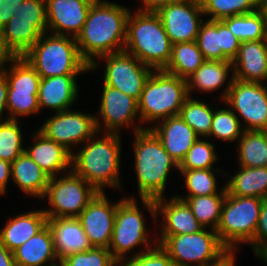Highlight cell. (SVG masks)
Instances as JSON below:
<instances>
[{
    "label": "cell",
    "instance_id": "obj_25",
    "mask_svg": "<svg viewBox=\"0 0 267 266\" xmlns=\"http://www.w3.org/2000/svg\"><path fill=\"white\" fill-rule=\"evenodd\" d=\"M47 225L52 234L53 246L59 262L71 254L93 248L77 217L48 218Z\"/></svg>",
    "mask_w": 267,
    "mask_h": 266
},
{
    "label": "cell",
    "instance_id": "obj_29",
    "mask_svg": "<svg viewBox=\"0 0 267 266\" xmlns=\"http://www.w3.org/2000/svg\"><path fill=\"white\" fill-rule=\"evenodd\" d=\"M16 266H59L51 231L46 225L41 231L13 251Z\"/></svg>",
    "mask_w": 267,
    "mask_h": 266
},
{
    "label": "cell",
    "instance_id": "obj_5",
    "mask_svg": "<svg viewBox=\"0 0 267 266\" xmlns=\"http://www.w3.org/2000/svg\"><path fill=\"white\" fill-rule=\"evenodd\" d=\"M124 51L153 70H163L167 66L172 43L155 12L131 10Z\"/></svg>",
    "mask_w": 267,
    "mask_h": 266
},
{
    "label": "cell",
    "instance_id": "obj_48",
    "mask_svg": "<svg viewBox=\"0 0 267 266\" xmlns=\"http://www.w3.org/2000/svg\"><path fill=\"white\" fill-rule=\"evenodd\" d=\"M18 56L7 45L0 28V71H4Z\"/></svg>",
    "mask_w": 267,
    "mask_h": 266
},
{
    "label": "cell",
    "instance_id": "obj_54",
    "mask_svg": "<svg viewBox=\"0 0 267 266\" xmlns=\"http://www.w3.org/2000/svg\"><path fill=\"white\" fill-rule=\"evenodd\" d=\"M259 260L261 263L267 266V252Z\"/></svg>",
    "mask_w": 267,
    "mask_h": 266
},
{
    "label": "cell",
    "instance_id": "obj_16",
    "mask_svg": "<svg viewBox=\"0 0 267 266\" xmlns=\"http://www.w3.org/2000/svg\"><path fill=\"white\" fill-rule=\"evenodd\" d=\"M155 13L160 17L172 44L196 41L200 27L206 19L200 0L167 4Z\"/></svg>",
    "mask_w": 267,
    "mask_h": 266
},
{
    "label": "cell",
    "instance_id": "obj_46",
    "mask_svg": "<svg viewBox=\"0 0 267 266\" xmlns=\"http://www.w3.org/2000/svg\"><path fill=\"white\" fill-rule=\"evenodd\" d=\"M240 248H226L215 259L208 261L203 266H237Z\"/></svg>",
    "mask_w": 267,
    "mask_h": 266
},
{
    "label": "cell",
    "instance_id": "obj_51",
    "mask_svg": "<svg viewBox=\"0 0 267 266\" xmlns=\"http://www.w3.org/2000/svg\"><path fill=\"white\" fill-rule=\"evenodd\" d=\"M8 80L6 72L0 71V119H6Z\"/></svg>",
    "mask_w": 267,
    "mask_h": 266
},
{
    "label": "cell",
    "instance_id": "obj_3",
    "mask_svg": "<svg viewBox=\"0 0 267 266\" xmlns=\"http://www.w3.org/2000/svg\"><path fill=\"white\" fill-rule=\"evenodd\" d=\"M146 212L149 213V216L152 219V221L149 220V223L151 222L152 225L154 224L155 226V200L143 198H139L137 200V198H127L123 196L122 193V199L118 202L116 209L112 240L108 248L112 257L119 264H121L124 260L137 256L158 244L156 237L157 228L155 226L154 228L152 227L151 231L149 230L147 226L148 217Z\"/></svg>",
    "mask_w": 267,
    "mask_h": 266
},
{
    "label": "cell",
    "instance_id": "obj_50",
    "mask_svg": "<svg viewBox=\"0 0 267 266\" xmlns=\"http://www.w3.org/2000/svg\"><path fill=\"white\" fill-rule=\"evenodd\" d=\"M185 0H138L139 6L135 10L142 12H156L159 8L173 3L183 2Z\"/></svg>",
    "mask_w": 267,
    "mask_h": 266
},
{
    "label": "cell",
    "instance_id": "obj_21",
    "mask_svg": "<svg viewBox=\"0 0 267 266\" xmlns=\"http://www.w3.org/2000/svg\"><path fill=\"white\" fill-rule=\"evenodd\" d=\"M196 42L205 60L233 61L240 48V41L222 20L202 23Z\"/></svg>",
    "mask_w": 267,
    "mask_h": 266
},
{
    "label": "cell",
    "instance_id": "obj_22",
    "mask_svg": "<svg viewBox=\"0 0 267 266\" xmlns=\"http://www.w3.org/2000/svg\"><path fill=\"white\" fill-rule=\"evenodd\" d=\"M30 144L25 152L51 178L72 171V153L64 146L48 139L37 128L27 134ZM32 142V143H31Z\"/></svg>",
    "mask_w": 267,
    "mask_h": 266
},
{
    "label": "cell",
    "instance_id": "obj_12",
    "mask_svg": "<svg viewBox=\"0 0 267 266\" xmlns=\"http://www.w3.org/2000/svg\"><path fill=\"white\" fill-rule=\"evenodd\" d=\"M156 237L176 266H203L226 249L216 231L209 228L192 234Z\"/></svg>",
    "mask_w": 267,
    "mask_h": 266
},
{
    "label": "cell",
    "instance_id": "obj_35",
    "mask_svg": "<svg viewBox=\"0 0 267 266\" xmlns=\"http://www.w3.org/2000/svg\"><path fill=\"white\" fill-rule=\"evenodd\" d=\"M240 42L267 39L266 17L261 8L244 14L222 19Z\"/></svg>",
    "mask_w": 267,
    "mask_h": 266
},
{
    "label": "cell",
    "instance_id": "obj_49",
    "mask_svg": "<svg viewBox=\"0 0 267 266\" xmlns=\"http://www.w3.org/2000/svg\"><path fill=\"white\" fill-rule=\"evenodd\" d=\"M11 183V163L0 159V197L6 196Z\"/></svg>",
    "mask_w": 267,
    "mask_h": 266
},
{
    "label": "cell",
    "instance_id": "obj_14",
    "mask_svg": "<svg viewBox=\"0 0 267 266\" xmlns=\"http://www.w3.org/2000/svg\"><path fill=\"white\" fill-rule=\"evenodd\" d=\"M78 110L75 106L73 109L51 113L37 129L73 153L97 132L95 113Z\"/></svg>",
    "mask_w": 267,
    "mask_h": 266
},
{
    "label": "cell",
    "instance_id": "obj_13",
    "mask_svg": "<svg viewBox=\"0 0 267 266\" xmlns=\"http://www.w3.org/2000/svg\"><path fill=\"white\" fill-rule=\"evenodd\" d=\"M100 85L101 95L95 114L97 131L123 134L125 129L131 133L144 130L138 100L102 82Z\"/></svg>",
    "mask_w": 267,
    "mask_h": 266
},
{
    "label": "cell",
    "instance_id": "obj_52",
    "mask_svg": "<svg viewBox=\"0 0 267 266\" xmlns=\"http://www.w3.org/2000/svg\"><path fill=\"white\" fill-rule=\"evenodd\" d=\"M0 266H16L13 252L0 242Z\"/></svg>",
    "mask_w": 267,
    "mask_h": 266
},
{
    "label": "cell",
    "instance_id": "obj_34",
    "mask_svg": "<svg viewBox=\"0 0 267 266\" xmlns=\"http://www.w3.org/2000/svg\"><path fill=\"white\" fill-rule=\"evenodd\" d=\"M205 61L196 41L172 44L171 57L163 71L187 79Z\"/></svg>",
    "mask_w": 267,
    "mask_h": 266
},
{
    "label": "cell",
    "instance_id": "obj_41",
    "mask_svg": "<svg viewBox=\"0 0 267 266\" xmlns=\"http://www.w3.org/2000/svg\"><path fill=\"white\" fill-rule=\"evenodd\" d=\"M208 20H222L236 15L252 13L260 8L257 0H200Z\"/></svg>",
    "mask_w": 267,
    "mask_h": 266
},
{
    "label": "cell",
    "instance_id": "obj_31",
    "mask_svg": "<svg viewBox=\"0 0 267 266\" xmlns=\"http://www.w3.org/2000/svg\"><path fill=\"white\" fill-rule=\"evenodd\" d=\"M183 181L185 193H174V195L185 200L188 197L208 196L217 193H227L225 182L220 183V178H224L226 172L222 168L179 170ZM219 181V182H218ZM220 184L222 186H220ZM219 185V186H218ZM185 194V195H184Z\"/></svg>",
    "mask_w": 267,
    "mask_h": 266
},
{
    "label": "cell",
    "instance_id": "obj_53",
    "mask_svg": "<svg viewBox=\"0 0 267 266\" xmlns=\"http://www.w3.org/2000/svg\"><path fill=\"white\" fill-rule=\"evenodd\" d=\"M260 8L263 10L265 17H266V23H267V0H264L261 4H260Z\"/></svg>",
    "mask_w": 267,
    "mask_h": 266
},
{
    "label": "cell",
    "instance_id": "obj_17",
    "mask_svg": "<svg viewBox=\"0 0 267 266\" xmlns=\"http://www.w3.org/2000/svg\"><path fill=\"white\" fill-rule=\"evenodd\" d=\"M108 195L98 192L77 217L92 247L108 249L112 240L116 209L122 196L113 202Z\"/></svg>",
    "mask_w": 267,
    "mask_h": 266
},
{
    "label": "cell",
    "instance_id": "obj_26",
    "mask_svg": "<svg viewBox=\"0 0 267 266\" xmlns=\"http://www.w3.org/2000/svg\"><path fill=\"white\" fill-rule=\"evenodd\" d=\"M232 66L235 79L267 84V39L241 42Z\"/></svg>",
    "mask_w": 267,
    "mask_h": 266
},
{
    "label": "cell",
    "instance_id": "obj_15",
    "mask_svg": "<svg viewBox=\"0 0 267 266\" xmlns=\"http://www.w3.org/2000/svg\"><path fill=\"white\" fill-rule=\"evenodd\" d=\"M224 102L244 131H267V84L233 79Z\"/></svg>",
    "mask_w": 267,
    "mask_h": 266
},
{
    "label": "cell",
    "instance_id": "obj_8",
    "mask_svg": "<svg viewBox=\"0 0 267 266\" xmlns=\"http://www.w3.org/2000/svg\"><path fill=\"white\" fill-rule=\"evenodd\" d=\"M264 201L258 197L226 194L216 229L219 240L226 248H242L241 245L248 246L254 240Z\"/></svg>",
    "mask_w": 267,
    "mask_h": 266
},
{
    "label": "cell",
    "instance_id": "obj_20",
    "mask_svg": "<svg viewBox=\"0 0 267 266\" xmlns=\"http://www.w3.org/2000/svg\"><path fill=\"white\" fill-rule=\"evenodd\" d=\"M84 74H68L41 78L38 89V106L40 113L46 111L61 112L77 106L81 96L79 76ZM46 108V110H45ZM45 110V111H44ZM43 111V112H42Z\"/></svg>",
    "mask_w": 267,
    "mask_h": 266
},
{
    "label": "cell",
    "instance_id": "obj_38",
    "mask_svg": "<svg viewBox=\"0 0 267 266\" xmlns=\"http://www.w3.org/2000/svg\"><path fill=\"white\" fill-rule=\"evenodd\" d=\"M226 194L217 193L208 196L188 197L184 201L204 228L216 231L221 219V209Z\"/></svg>",
    "mask_w": 267,
    "mask_h": 266
},
{
    "label": "cell",
    "instance_id": "obj_32",
    "mask_svg": "<svg viewBox=\"0 0 267 266\" xmlns=\"http://www.w3.org/2000/svg\"><path fill=\"white\" fill-rule=\"evenodd\" d=\"M234 147L238 166L267 167V131H244Z\"/></svg>",
    "mask_w": 267,
    "mask_h": 266
},
{
    "label": "cell",
    "instance_id": "obj_9",
    "mask_svg": "<svg viewBox=\"0 0 267 266\" xmlns=\"http://www.w3.org/2000/svg\"><path fill=\"white\" fill-rule=\"evenodd\" d=\"M97 193L91 184L70 171L49 179L39 203L48 205L42 207L47 218L78 217Z\"/></svg>",
    "mask_w": 267,
    "mask_h": 266
},
{
    "label": "cell",
    "instance_id": "obj_36",
    "mask_svg": "<svg viewBox=\"0 0 267 266\" xmlns=\"http://www.w3.org/2000/svg\"><path fill=\"white\" fill-rule=\"evenodd\" d=\"M221 104L216 106L214 110L213 121L207 138L216 140V142L230 143L233 146L234 143L236 145L238 139L242 136L244 129L230 107L224 101Z\"/></svg>",
    "mask_w": 267,
    "mask_h": 266
},
{
    "label": "cell",
    "instance_id": "obj_6",
    "mask_svg": "<svg viewBox=\"0 0 267 266\" xmlns=\"http://www.w3.org/2000/svg\"><path fill=\"white\" fill-rule=\"evenodd\" d=\"M187 81L163 70H153L146 80L138 113L144 129L170 116H177L188 97Z\"/></svg>",
    "mask_w": 267,
    "mask_h": 266
},
{
    "label": "cell",
    "instance_id": "obj_28",
    "mask_svg": "<svg viewBox=\"0 0 267 266\" xmlns=\"http://www.w3.org/2000/svg\"><path fill=\"white\" fill-rule=\"evenodd\" d=\"M50 177L23 152L11 163V183L29 199L41 200Z\"/></svg>",
    "mask_w": 267,
    "mask_h": 266
},
{
    "label": "cell",
    "instance_id": "obj_43",
    "mask_svg": "<svg viewBox=\"0 0 267 266\" xmlns=\"http://www.w3.org/2000/svg\"><path fill=\"white\" fill-rule=\"evenodd\" d=\"M10 20L33 21L42 33H47L46 0H24Z\"/></svg>",
    "mask_w": 267,
    "mask_h": 266
},
{
    "label": "cell",
    "instance_id": "obj_40",
    "mask_svg": "<svg viewBox=\"0 0 267 266\" xmlns=\"http://www.w3.org/2000/svg\"><path fill=\"white\" fill-rule=\"evenodd\" d=\"M208 138H199L188 150L179 164V170L218 168L221 161L216 143Z\"/></svg>",
    "mask_w": 267,
    "mask_h": 266
},
{
    "label": "cell",
    "instance_id": "obj_45",
    "mask_svg": "<svg viewBox=\"0 0 267 266\" xmlns=\"http://www.w3.org/2000/svg\"><path fill=\"white\" fill-rule=\"evenodd\" d=\"M256 259L267 252V202L264 201L259 215V222L255 232L254 240L249 244Z\"/></svg>",
    "mask_w": 267,
    "mask_h": 266
},
{
    "label": "cell",
    "instance_id": "obj_42",
    "mask_svg": "<svg viewBox=\"0 0 267 266\" xmlns=\"http://www.w3.org/2000/svg\"><path fill=\"white\" fill-rule=\"evenodd\" d=\"M59 266H120V264L107 248L93 247L67 256L60 261Z\"/></svg>",
    "mask_w": 267,
    "mask_h": 266
},
{
    "label": "cell",
    "instance_id": "obj_10",
    "mask_svg": "<svg viewBox=\"0 0 267 266\" xmlns=\"http://www.w3.org/2000/svg\"><path fill=\"white\" fill-rule=\"evenodd\" d=\"M89 68V74L103 69V76L99 79L102 83L137 100L140 99L144 84L153 72L152 68L124 50L100 56Z\"/></svg>",
    "mask_w": 267,
    "mask_h": 266
},
{
    "label": "cell",
    "instance_id": "obj_4",
    "mask_svg": "<svg viewBox=\"0 0 267 266\" xmlns=\"http://www.w3.org/2000/svg\"><path fill=\"white\" fill-rule=\"evenodd\" d=\"M133 164L137 195L124 193L127 198L158 199L165 197L170 176L179 173L178 163L166 152L161 141L150 130L144 129L132 134ZM172 173V174H171Z\"/></svg>",
    "mask_w": 267,
    "mask_h": 266
},
{
    "label": "cell",
    "instance_id": "obj_2",
    "mask_svg": "<svg viewBox=\"0 0 267 266\" xmlns=\"http://www.w3.org/2000/svg\"><path fill=\"white\" fill-rule=\"evenodd\" d=\"M131 8L110 0H95L77 35L81 57L91 65L100 56L124 50Z\"/></svg>",
    "mask_w": 267,
    "mask_h": 266
},
{
    "label": "cell",
    "instance_id": "obj_1",
    "mask_svg": "<svg viewBox=\"0 0 267 266\" xmlns=\"http://www.w3.org/2000/svg\"><path fill=\"white\" fill-rule=\"evenodd\" d=\"M121 135L97 131L72 153V171L98 192H106V188L120 193L125 191L121 175L124 160Z\"/></svg>",
    "mask_w": 267,
    "mask_h": 266
},
{
    "label": "cell",
    "instance_id": "obj_47",
    "mask_svg": "<svg viewBox=\"0 0 267 266\" xmlns=\"http://www.w3.org/2000/svg\"><path fill=\"white\" fill-rule=\"evenodd\" d=\"M24 0H0V28H2L17 11Z\"/></svg>",
    "mask_w": 267,
    "mask_h": 266
},
{
    "label": "cell",
    "instance_id": "obj_24",
    "mask_svg": "<svg viewBox=\"0 0 267 266\" xmlns=\"http://www.w3.org/2000/svg\"><path fill=\"white\" fill-rule=\"evenodd\" d=\"M150 130L157 136L163 148L178 165L192 145L200 138L179 115L170 116L157 122Z\"/></svg>",
    "mask_w": 267,
    "mask_h": 266
},
{
    "label": "cell",
    "instance_id": "obj_39",
    "mask_svg": "<svg viewBox=\"0 0 267 266\" xmlns=\"http://www.w3.org/2000/svg\"><path fill=\"white\" fill-rule=\"evenodd\" d=\"M21 120L0 119V159L12 163L25 152V130ZM24 135V136H23Z\"/></svg>",
    "mask_w": 267,
    "mask_h": 266
},
{
    "label": "cell",
    "instance_id": "obj_55",
    "mask_svg": "<svg viewBox=\"0 0 267 266\" xmlns=\"http://www.w3.org/2000/svg\"><path fill=\"white\" fill-rule=\"evenodd\" d=\"M260 4L264 1V0H257Z\"/></svg>",
    "mask_w": 267,
    "mask_h": 266
},
{
    "label": "cell",
    "instance_id": "obj_19",
    "mask_svg": "<svg viewBox=\"0 0 267 266\" xmlns=\"http://www.w3.org/2000/svg\"><path fill=\"white\" fill-rule=\"evenodd\" d=\"M95 0H46L47 32L76 38Z\"/></svg>",
    "mask_w": 267,
    "mask_h": 266
},
{
    "label": "cell",
    "instance_id": "obj_44",
    "mask_svg": "<svg viewBox=\"0 0 267 266\" xmlns=\"http://www.w3.org/2000/svg\"><path fill=\"white\" fill-rule=\"evenodd\" d=\"M120 266H176L168 253L156 244L137 256L124 260Z\"/></svg>",
    "mask_w": 267,
    "mask_h": 266
},
{
    "label": "cell",
    "instance_id": "obj_37",
    "mask_svg": "<svg viewBox=\"0 0 267 266\" xmlns=\"http://www.w3.org/2000/svg\"><path fill=\"white\" fill-rule=\"evenodd\" d=\"M7 45L20 57L42 36L33 21L9 20L2 28Z\"/></svg>",
    "mask_w": 267,
    "mask_h": 266
},
{
    "label": "cell",
    "instance_id": "obj_23",
    "mask_svg": "<svg viewBox=\"0 0 267 266\" xmlns=\"http://www.w3.org/2000/svg\"><path fill=\"white\" fill-rule=\"evenodd\" d=\"M233 79L232 61L205 60L201 67L186 79L188 95L195 97L194 93L200 96L215 92V99L224 101ZM218 91L220 92L217 95Z\"/></svg>",
    "mask_w": 267,
    "mask_h": 266
},
{
    "label": "cell",
    "instance_id": "obj_27",
    "mask_svg": "<svg viewBox=\"0 0 267 266\" xmlns=\"http://www.w3.org/2000/svg\"><path fill=\"white\" fill-rule=\"evenodd\" d=\"M42 207L10 216L0 227V242L11 252L41 231L47 225Z\"/></svg>",
    "mask_w": 267,
    "mask_h": 266
},
{
    "label": "cell",
    "instance_id": "obj_11",
    "mask_svg": "<svg viewBox=\"0 0 267 266\" xmlns=\"http://www.w3.org/2000/svg\"><path fill=\"white\" fill-rule=\"evenodd\" d=\"M5 72L8 80L6 119L22 121V118L41 115L37 98L41 77L35 69L20 56Z\"/></svg>",
    "mask_w": 267,
    "mask_h": 266
},
{
    "label": "cell",
    "instance_id": "obj_33",
    "mask_svg": "<svg viewBox=\"0 0 267 266\" xmlns=\"http://www.w3.org/2000/svg\"><path fill=\"white\" fill-rule=\"evenodd\" d=\"M218 101L212 105L209 100L207 102V99L202 98V96H188L178 115L200 138H207L210 133L215 106L222 103V101Z\"/></svg>",
    "mask_w": 267,
    "mask_h": 266
},
{
    "label": "cell",
    "instance_id": "obj_7",
    "mask_svg": "<svg viewBox=\"0 0 267 266\" xmlns=\"http://www.w3.org/2000/svg\"><path fill=\"white\" fill-rule=\"evenodd\" d=\"M41 78L68 74H88L90 65L81 57L76 39L43 33L22 56Z\"/></svg>",
    "mask_w": 267,
    "mask_h": 266
},
{
    "label": "cell",
    "instance_id": "obj_30",
    "mask_svg": "<svg viewBox=\"0 0 267 266\" xmlns=\"http://www.w3.org/2000/svg\"><path fill=\"white\" fill-rule=\"evenodd\" d=\"M234 172L226 171L225 174L224 180H226L225 186L228 194L240 197L266 198L267 167L237 166V171L234 170Z\"/></svg>",
    "mask_w": 267,
    "mask_h": 266
},
{
    "label": "cell",
    "instance_id": "obj_18",
    "mask_svg": "<svg viewBox=\"0 0 267 266\" xmlns=\"http://www.w3.org/2000/svg\"><path fill=\"white\" fill-rule=\"evenodd\" d=\"M155 200L156 236H175L199 232L204 227L197 221L187 203L174 194Z\"/></svg>",
    "mask_w": 267,
    "mask_h": 266
}]
</instances>
